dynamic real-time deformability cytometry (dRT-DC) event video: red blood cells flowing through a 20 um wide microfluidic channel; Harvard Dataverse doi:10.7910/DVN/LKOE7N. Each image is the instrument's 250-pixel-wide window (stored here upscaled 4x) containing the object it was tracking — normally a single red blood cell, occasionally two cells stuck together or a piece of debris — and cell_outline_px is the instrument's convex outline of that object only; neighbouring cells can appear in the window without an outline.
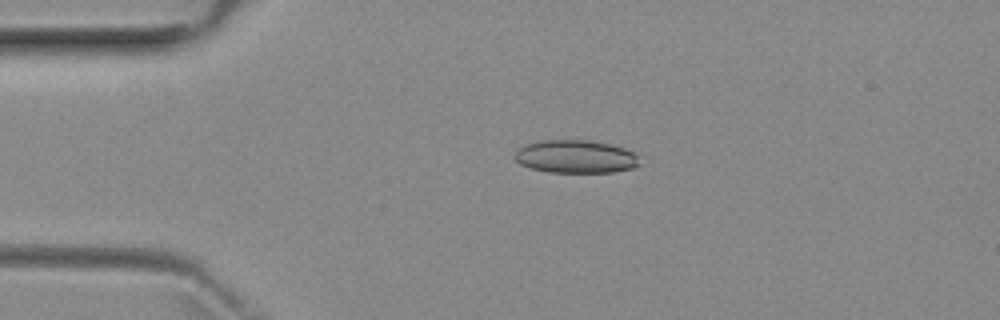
{"species": "common noctule bat (a hibernating species)", "species_latin": "Nyctalus noctula", "temperature_condition": "room temperature", "stored_images_in_passage": 5, "camera_frame_rate_fps": 3000, "um_per_image_px": 0.085, "animal": {"sex": "female", "body_mass_g": 29.2, "forearm_length_mm": 56.3}, "frame": {"image": 1, "passage_image": 3, "time_ms": 2.667, "image_size_px": [1000, 320], "cell_outline_px": [[640, 164], [632, 168], [612, 172], [548, 172], [528, 168], [520, 164], [512, 156], [516, 148], [524, 144], [540, 140], [588, 140], [608, 144], [624, 148], [636, 152]], "centroid_in_image_um": [48.87, 13.31], "position_along_channel_um": 36.1, "area_um2": 24.33}}